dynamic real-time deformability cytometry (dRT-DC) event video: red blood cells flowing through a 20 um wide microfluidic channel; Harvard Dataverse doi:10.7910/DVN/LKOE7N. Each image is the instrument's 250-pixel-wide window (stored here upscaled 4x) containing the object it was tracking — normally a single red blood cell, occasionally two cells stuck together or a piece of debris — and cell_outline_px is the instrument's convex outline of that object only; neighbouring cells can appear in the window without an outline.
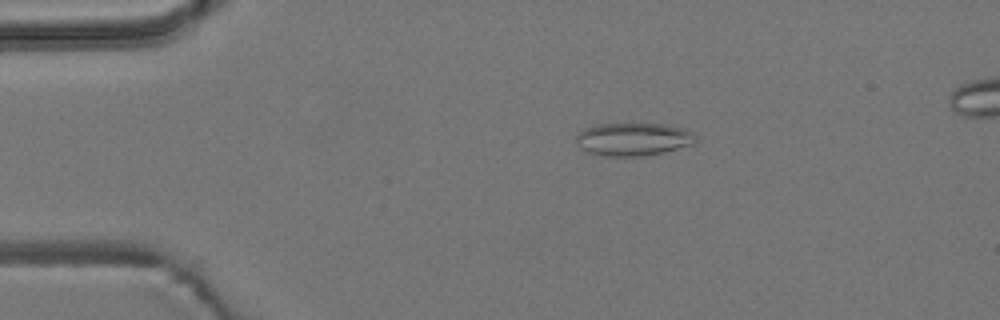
{"species": "common noctule bat (a hibernating species)", "species_latin": "Nyctalus noctula", "temperature_condition": "room temperature", "stored_images_in_passage": 20, "camera_frame_rate_fps": 3000, "um_per_image_px": 0.085, "animal": {"sex": "male", "body_mass_g": 19.2, "forearm_length_mm": 51.8}, "frame": {"image": 1, "passage_image": 11, "time_ms": 3.333, "image_size_px": [1000, 320], "cell_outline_px": [[700, 136], [692, 144], [664, 152], [644, 156], [604, 156], [588, 152], [580, 148], [576, 144], [576, 136], [584, 128], [596, 124], [664, 124], [684, 128]], "centroid_in_image_um": [53.83, 11.83], "position_along_channel_um": 31.2, "area_um2": 23.12}}